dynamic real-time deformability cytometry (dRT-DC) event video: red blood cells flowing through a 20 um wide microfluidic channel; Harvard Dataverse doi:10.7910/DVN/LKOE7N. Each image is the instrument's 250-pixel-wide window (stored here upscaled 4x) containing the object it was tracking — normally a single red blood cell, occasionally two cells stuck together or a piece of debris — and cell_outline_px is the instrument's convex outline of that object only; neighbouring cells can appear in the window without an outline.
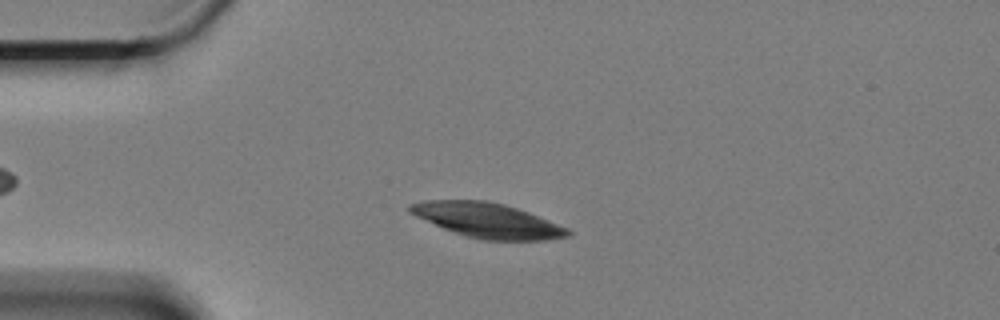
{"species": "Egyptian fruit bat (a non-hibernating species)", "species_latin": "Rousettus aegyptiacus", "temperature_condition": "cold", "stored_images_in_passage": 59, "camera_frame_rate_fps": 3000, "um_per_image_px": 0.085, "animal": {"sex": "female"}, "frame": {"image": 1, "passage_image": 14, "time_ms": 4.333, "image_size_px": [1000, 320], "cell_outline_px": [[572, 236], [548, 240], [480, 240], [444, 228], [416, 216], [408, 212], [408, 204], [428, 200], [488, 200], [504, 204], [528, 212], [568, 228], [572, 232]], "centroid_in_image_um": [41.46, 18.73], "position_along_channel_um": 43.5, "area_um2": 31.79}}
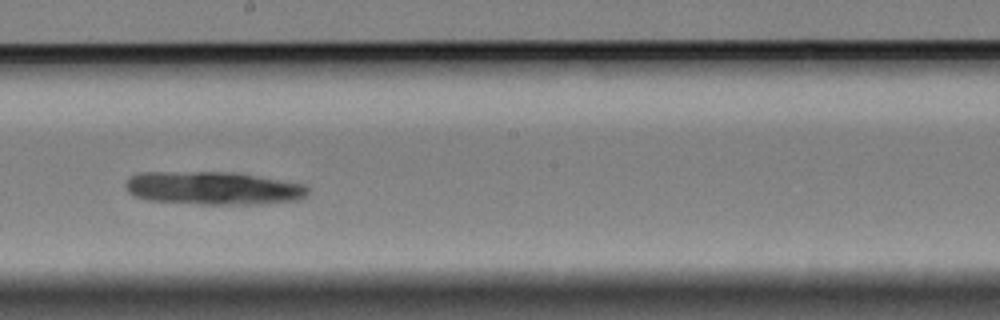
{"frame": {"image": 2, "passage_image": 33, "time_ms": 10.667, "image_size_px": [1000, 320], "cell_outline_px": [[312, 188], [308, 196], [300, 200], [260, 204], [204, 204], [148, 200], [132, 196], [124, 188], [124, 184], [128, 176], [140, 172], [236, 172], [308, 184]], "centroid_in_image_um": [18.18, 15.99], "position_along_channel_um": 230.0, "area_um2": 36.07}}
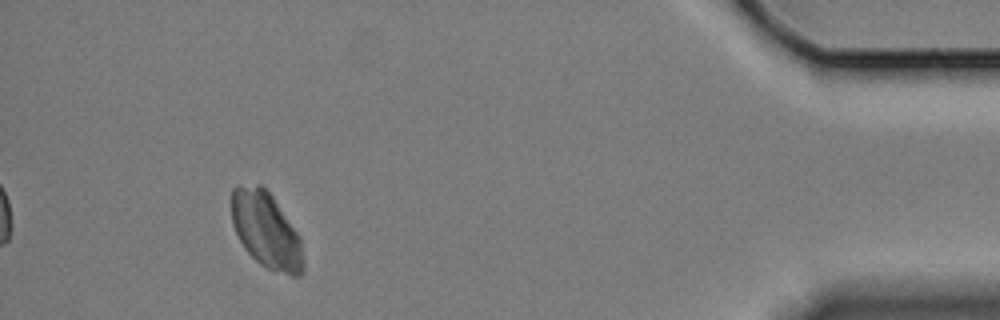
{"frame": {"image": 3, "passage_image": 55, "time_ms": 18.0, "image_size_px": [1000, 320], "cell_outline_px": [[304, 272], [300, 276], [292, 276], [268, 268], [260, 264], [244, 248], [232, 224], [232, 188], [256, 184], [260, 184], [272, 196], [300, 236], [304, 260]], "centroid_in_image_um": [22.65, 19.6], "position_along_channel_um": 412.6, "area_um2": 31.56}}